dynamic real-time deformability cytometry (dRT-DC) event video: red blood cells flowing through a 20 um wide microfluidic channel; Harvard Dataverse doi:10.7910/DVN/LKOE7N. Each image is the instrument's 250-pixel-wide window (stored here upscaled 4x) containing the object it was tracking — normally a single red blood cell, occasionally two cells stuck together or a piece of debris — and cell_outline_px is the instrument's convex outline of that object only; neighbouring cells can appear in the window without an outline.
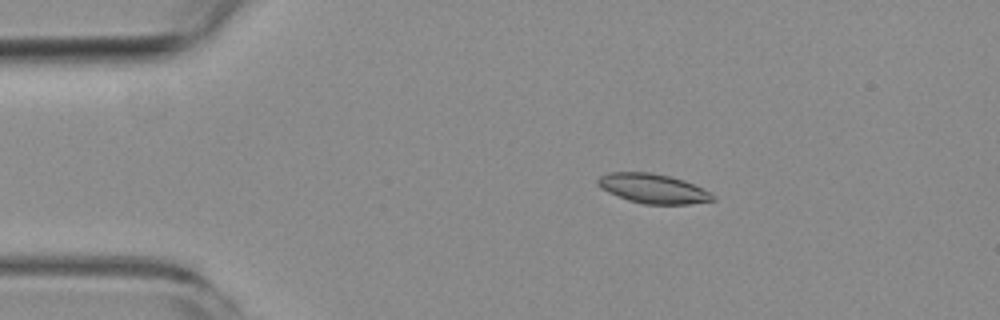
{"species": "common noctule bat (a hibernating species)", "species_latin": "Nyctalus noctula", "temperature_condition": "room temperature", "stored_images_in_passage": 4, "camera_frame_rate_fps": 3000, "um_per_image_px": 0.085, "animal": {"sex": "female", "body_mass_g": 19.3, "forearm_length_mm": 54.1}, "frame": {"image": 1, "passage_image": 1, "time_ms": 0.0, "image_size_px": [1000, 320], "cell_outline_px": [[716, 200], [688, 204], [644, 204], [628, 200], [608, 192], [600, 188], [596, 184], [596, 180], [600, 176], [608, 172], [648, 172], [668, 176], [684, 180], [716, 196]], "centroid_in_image_um": [55.46, 16.03], "position_along_channel_um": 29.5, "area_um2": 19.65}}
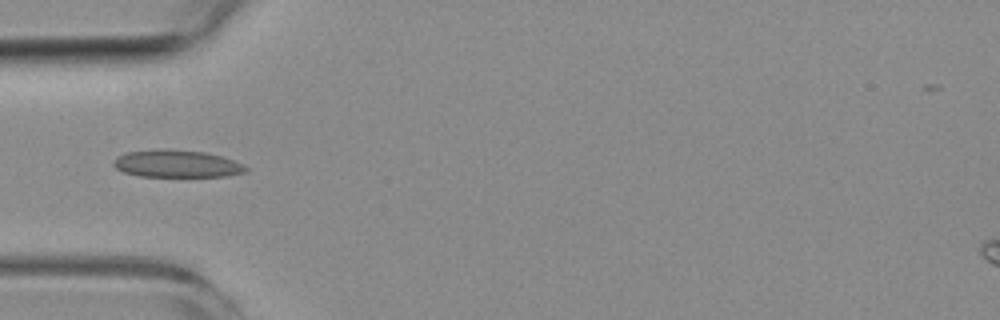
{"frame": {"image": 2, "passage_image": 3, "time_ms": 2.333, "image_size_px": [1000, 320], "cell_outline_px": [[248, 172], [228, 176], [140, 176], [124, 172], [116, 168], [112, 164], [112, 160], [116, 156], [128, 152], [164, 148], [204, 152], [220, 156], [244, 164], [248, 168]], "centroid_in_image_um": [15.02, 13.91], "position_along_channel_um": 70.0, "area_um2": 21.15}}
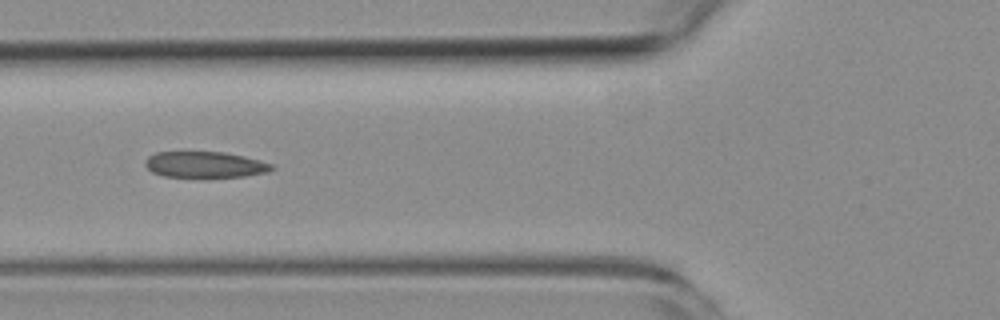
{"frame": {"image": 3, "passage_image": 4, "time_ms": 3.333, "image_size_px": [1000, 320], "cell_outline_px": [[276, 168], [268, 172], [244, 176], [164, 176], [152, 172], [144, 164], [144, 160], [148, 156], [156, 152], [224, 152], [244, 156], [260, 160], [272, 164]], "centroid_in_image_um": [17.42, 13.98], "position_along_channel_um": 108.4, "area_um2": 19.02}}